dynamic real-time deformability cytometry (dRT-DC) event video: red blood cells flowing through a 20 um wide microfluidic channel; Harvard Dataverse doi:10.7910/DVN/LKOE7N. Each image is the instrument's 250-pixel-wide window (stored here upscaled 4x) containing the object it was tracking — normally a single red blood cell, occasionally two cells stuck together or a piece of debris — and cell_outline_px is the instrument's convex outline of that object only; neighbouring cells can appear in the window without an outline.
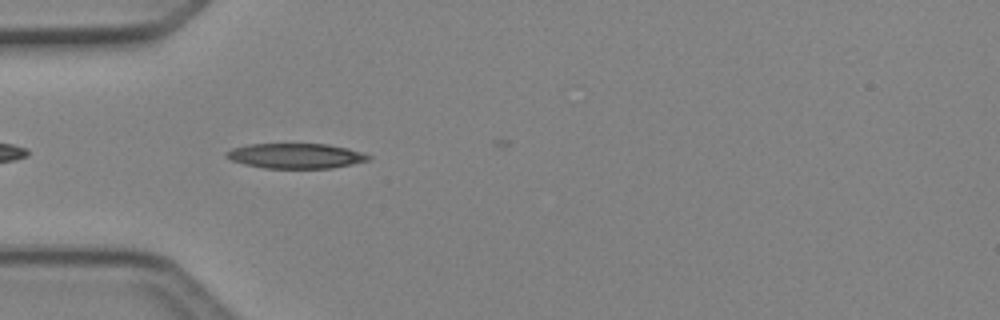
{"species": "Egyptian fruit bat (a non-hibernating species)", "species_latin": "Rousettus aegyptiacus", "temperature_condition": "cold", "stored_images_in_passage": 4, "camera_frame_rate_fps": 3000, "um_per_image_px": 0.085, "animal": {"sex": "female"}, "frame": {"image": 1, "passage_image": 3, "time_ms": 0.667, "image_size_px": [1000, 320], "cell_outline_px": [[372, 156], [368, 160], [352, 164], [332, 168], [264, 168], [244, 164], [232, 160], [224, 156], [224, 152], [232, 148], [248, 144], [328, 144], [348, 148], [364, 152]], "centroid_in_image_um": [25.14, 13.24], "position_along_channel_um": 59.9, "area_um2": 20.87}}